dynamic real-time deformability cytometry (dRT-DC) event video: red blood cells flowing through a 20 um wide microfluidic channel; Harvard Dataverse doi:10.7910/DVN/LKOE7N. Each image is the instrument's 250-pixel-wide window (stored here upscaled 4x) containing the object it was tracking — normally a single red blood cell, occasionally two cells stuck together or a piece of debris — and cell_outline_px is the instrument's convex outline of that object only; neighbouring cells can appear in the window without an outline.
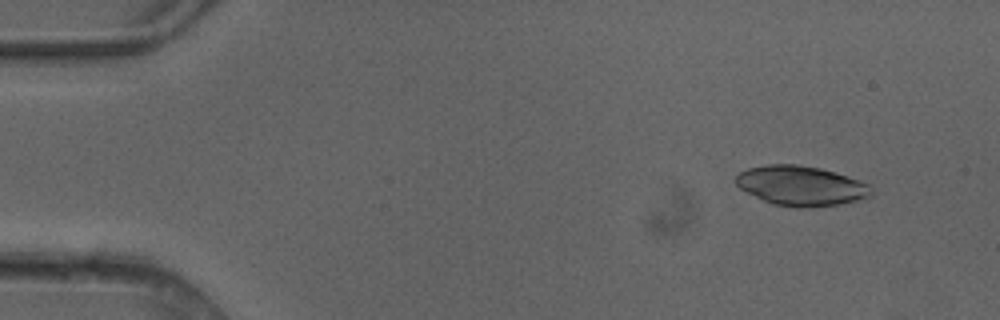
{"species": "common noctule bat (a hibernating species)", "species_latin": "Nyctalus noctula", "temperature_condition": "cold", "stored_images_in_passage": 5, "camera_frame_rate_fps": 3000, "um_per_image_px": 0.085, "animal": {"sex": "female"}, "frame": {"image": 1, "passage_image": 1, "time_ms": 0.0, "image_size_px": [1000, 320], "cell_outline_px": [[872, 196], [868, 200], [840, 204], [804, 208], [796, 208], [772, 204], [740, 188], [736, 184], [736, 176], [740, 172], [748, 168], [768, 164], [796, 164], [820, 168], [836, 172], [860, 180], [868, 184], [872, 192]], "centroid_in_image_um": [68.15, 15.8], "position_along_channel_um": 16.8, "area_um2": 31.67}}
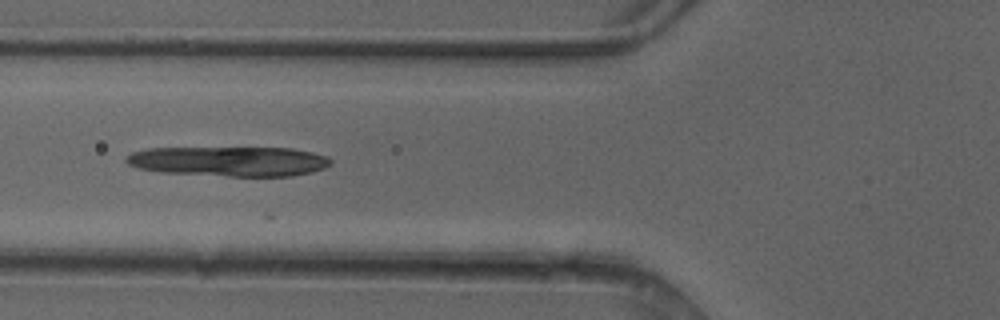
{"frame": {"image": 2, "passage_image": 4, "time_ms": 1.0, "image_size_px": [1000, 320], "cell_outline_px": [[332, 164], [324, 168], [312, 172], [292, 176], [228, 176], [160, 172], [140, 168], [128, 164], [124, 160], [132, 152], [144, 148], [292, 148], [312, 152], [328, 156], [332, 160]], "centroid_in_image_um": [19.51, 13.71], "position_along_channel_um": 106.3, "area_um2": 35.66}}
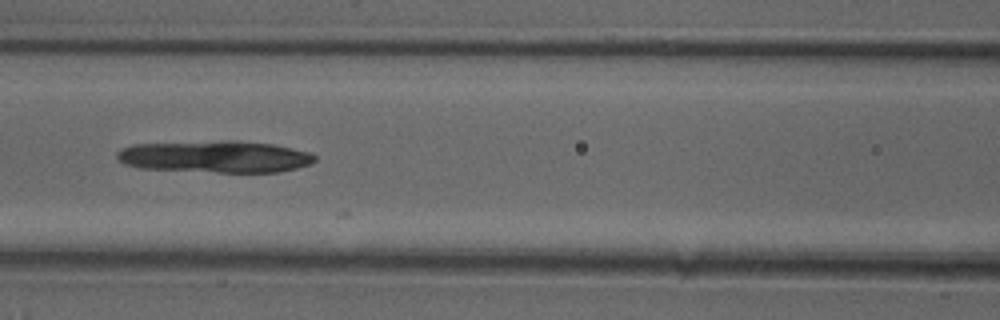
{"frame": {"image": 3, "passage_image": 5, "time_ms": 1.333, "image_size_px": [1000, 320], "cell_outline_px": [[316, 160], [308, 164], [296, 168], [276, 172], [216, 172], [140, 168], [124, 164], [116, 156], [116, 152], [120, 148], [132, 144], [220, 140], [236, 140], [272, 144], [292, 148], [308, 152], [316, 156]], "centroid_in_image_um": [18.24, 13.3], "position_along_channel_um": 148.4, "area_um2": 36.93}}